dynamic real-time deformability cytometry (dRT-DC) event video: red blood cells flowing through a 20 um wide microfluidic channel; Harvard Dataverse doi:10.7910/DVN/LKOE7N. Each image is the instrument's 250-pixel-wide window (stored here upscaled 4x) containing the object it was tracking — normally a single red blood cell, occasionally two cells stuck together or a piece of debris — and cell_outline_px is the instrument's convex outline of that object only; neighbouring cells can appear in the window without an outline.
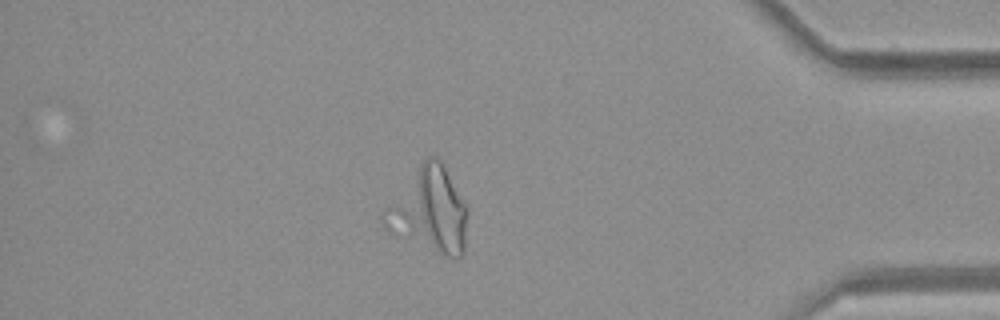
{"species": "common noctule bat (a hibernating species)", "species_latin": "Nyctalus noctula", "temperature_condition": "room temperature", "stored_images_in_passage": 47, "segment_of_instrument_passage": [2, 2], "camera_frame_rate_fps": 3000, "um_per_image_px": 0.085, "animal": {"sex": "female", "body_mass_g": 21.9}, "frame": {"image": 1, "passage_image": 40, "time_ms": 13.0, "image_size_px": [1000, 320], "cell_outline_px": [[468, 212], [464, 252], [456, 260], [388, 232], [384, 228], [380, 220], [380, 216], [420, 164], [428, 156], [432, 156], [440, 160], [468, 208]], "centroid_in_image_um": [36.5, 17.94], "position_along_channel_um": 398.7, "area_um2": 40.46}}